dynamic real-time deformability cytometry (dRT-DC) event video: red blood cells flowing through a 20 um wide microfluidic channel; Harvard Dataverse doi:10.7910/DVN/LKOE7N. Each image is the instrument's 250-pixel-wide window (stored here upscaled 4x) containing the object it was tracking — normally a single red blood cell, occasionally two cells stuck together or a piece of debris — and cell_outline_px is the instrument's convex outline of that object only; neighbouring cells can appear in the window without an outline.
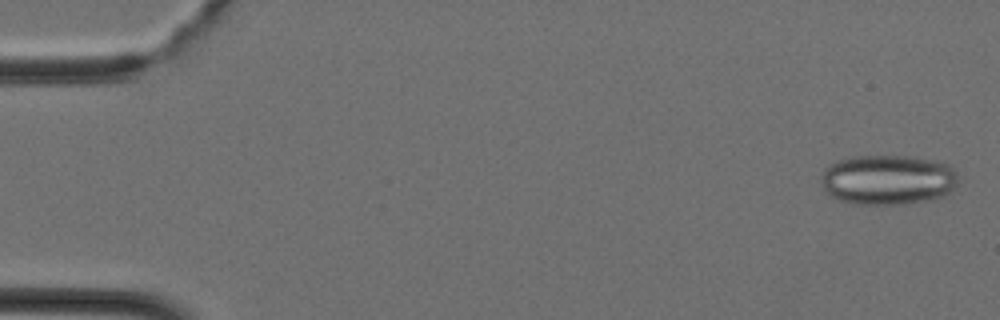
{"species": "Egyptian fruit bat (a non-hibernating species)", "species_latin": "Rousettus aegyptiacus", "temperature_condition": "cold", "stored_images_in_passage": 38, "camera_frame_rate_fps": 3000, "um_per_image_px": 0.085, "animal": {"sex": "female"}, "frame": {"image": 1, "passage_image": 1, "time_ms": 0.0, "image_size_px": [1000, 320], "cell_outline_px": [[960, 180], [944, 196], [936, 200], [904, 204], [856, 204], [840, 200], [824, 192], [820, 180], [820, 176], [832, 164], [840, 160], [860, 156], [912, 156], [948, 164], [956, 172]], "centroid_in_image_um": [75.5, 15.3], "position_along_channel_um": 9.5, "area_um2": 40.06}}
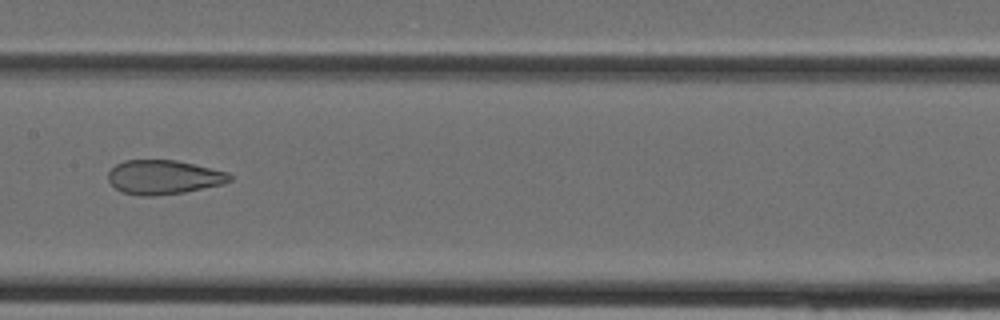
{"frame": {"image": 2, "passage_image": 19, "time_ms": 6.0, "image_size_px": [1000, 320], "cell_outline_px": [[232, 180], [224, 184], [184, 192], [152, 196], [140, 196], [124, 192], [116, 188], [108, 180], [108, 172], [116, 164], [124, 160], [176, 160], [228, 172], [232, 176]], "centroid_in_image_um": [13.92, 15.06], "position_along_channel_um": 193.5, "area_um2": 24.16}}
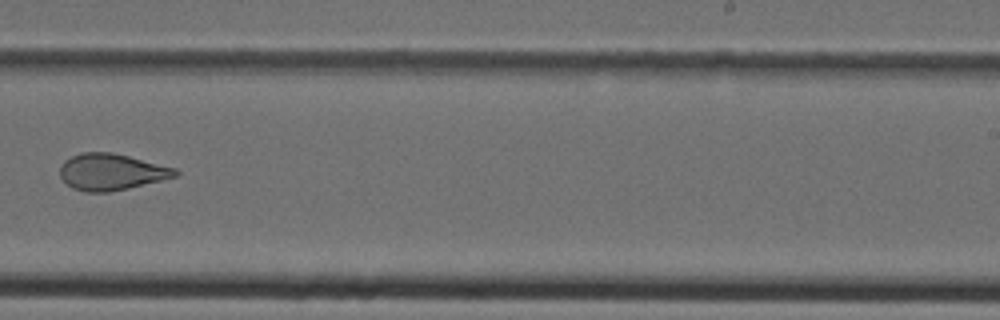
{"frame": {"image": 3, "passage_image": 24, "time_ms": 7.667, "image_size_px": [1000, 320], "cell_outline_px": [[180, 172], [176, 176], [128, 188], [108, 192], [84, 192], [72, 188], [60, 176], [60, 164], [64, 160], [80, 152], [112, 152], [176, 168]], "centroid_in_image_um": [9.43, 14.6], "position_along_channel_um": 279.6, "area_um2": 24.39}}